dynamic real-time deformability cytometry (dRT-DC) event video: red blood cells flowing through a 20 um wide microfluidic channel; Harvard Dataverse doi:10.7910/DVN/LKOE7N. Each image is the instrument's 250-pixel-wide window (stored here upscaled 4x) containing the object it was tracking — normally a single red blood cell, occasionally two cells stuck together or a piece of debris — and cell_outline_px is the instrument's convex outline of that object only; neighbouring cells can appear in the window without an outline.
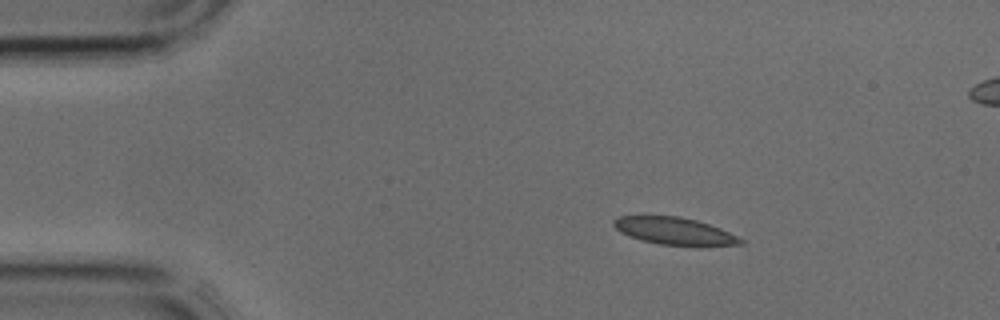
{"species": "common noctule bat (a hibernating species)", "species_latin": "Nyctalus noctula", "temperature_condition": "cold", "stored_images_in_passage": 3, "camera_frame_rate_fps": 3000, "um_per_image_px": 0.085, "animal": {"sex": "male", "body_mass_g": 17.9, "forearm_length_mm": 54.2}, "frame": {"image": 1, "passage_image": 1, "time_ms": 0.0, "image_size_px": [1000, 320], "cell_outline_px": [[744, 244], [660, 244], [628, 236], [620, 232], [612, 224], [612, 220], [616, 216], [680, 216], [696, 220], [720, 228], [744, 240]], "centroid_in_image_um": [57.23, 19.6], "position_along_channel_um": 27.8, "area_um2": 19.48}}